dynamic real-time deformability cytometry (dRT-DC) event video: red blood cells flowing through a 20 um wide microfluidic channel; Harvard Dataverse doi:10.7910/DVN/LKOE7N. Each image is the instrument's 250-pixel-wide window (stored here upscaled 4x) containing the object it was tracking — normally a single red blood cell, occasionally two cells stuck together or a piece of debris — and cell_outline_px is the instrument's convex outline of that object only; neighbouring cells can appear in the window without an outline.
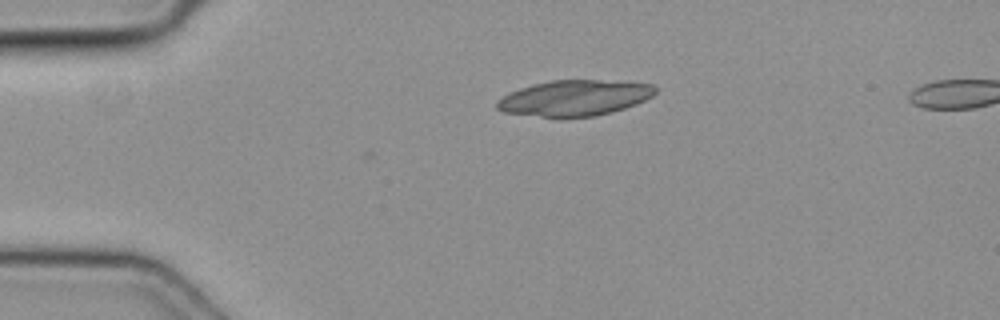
{"species": "common noctule bat (a hibernating species)", "species_latin": "Nyctalus noctula", "temperature_condition": "cold", "stored_images_in_passage": 38, "camera_frame_rate_fps": 3000, "um_per_image_px": 0.085, "animal": {"sex": "female", "body_mass_g": 19.3, "forearm_length_mm": 54.1}, "frame": {"image": 1, "passage_image": 6, "time_ms": 1.667, "image_size_px": [1000, 320], "cell_outline_px": [[656, 92], [652, 96], [636, 104], [612, 112], [596, 116], [540, 116], [504, 112], [496, 108], [496, 100], [520, 88], [532, 84], [552, 80], [596, 80], [652, 84], [656, 88]], "centroid_in_image_um": [48.83, 8.32], "position_along_channel_um": 36.2, "area_um2": 32.43}}